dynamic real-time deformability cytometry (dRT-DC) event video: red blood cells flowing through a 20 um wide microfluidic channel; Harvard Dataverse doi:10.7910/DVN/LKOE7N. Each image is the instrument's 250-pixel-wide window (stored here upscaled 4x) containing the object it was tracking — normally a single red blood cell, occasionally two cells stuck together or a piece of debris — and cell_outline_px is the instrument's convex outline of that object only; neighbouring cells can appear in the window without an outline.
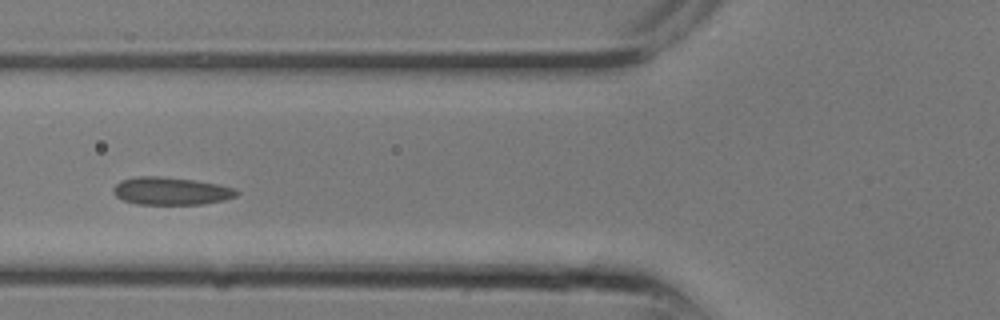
{"species": "common noctule bat (a hibernating species)", "species_latin": "Nyctalus noctula", "temperature_condition": "room temperature", "stored_images_in_passage": 8, "camera_frame_rate_fps": 3000, "um_per_image_px": 0.085, "animal": {"sex": "male", "body_mass_g": 13.3}, "frame": {"image": 1, "passage_image": 7, "time_ms": 2.0, "image_size_px": [1000, 320], "cell_outline_px": [[240, 192], [236, 196], [224, 200], [204, 204], [136, 204], [124, 200], [116, 196], [112, 192], [112, 188], [120, 180], [136, 176], [160, 176], [192, 180], [216, 184], [236, 188]], "centroid_in_image_um": [14.52, 16.23], "position_along_channel_um": 111.3, "area_um2": 19.94}}